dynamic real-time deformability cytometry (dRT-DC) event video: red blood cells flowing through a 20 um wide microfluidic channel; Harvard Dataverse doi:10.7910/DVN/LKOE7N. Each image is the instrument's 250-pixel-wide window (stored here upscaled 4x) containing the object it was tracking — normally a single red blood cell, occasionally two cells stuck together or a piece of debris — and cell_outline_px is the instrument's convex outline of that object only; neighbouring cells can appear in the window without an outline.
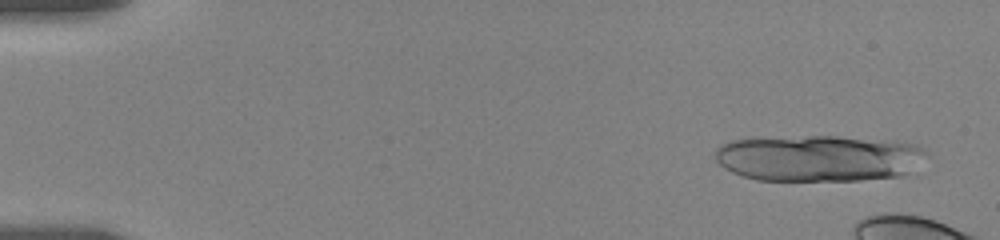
{"species": "human", "species_latin": "Homo sapiens", "temperature_condition": "room temperature", "stored_images_in_passage": 20, "camera_frame_rate_fps": 3000, "um_per_image_px": 0.085, "donor": {"sex": "female"}, "frame": {"image": 1, "passage_image": 5, "time_ms": 0.667, "image_size_px": [1000, 240], "cell_outline_px": [[924, 152], [908, 172], [904, 176], [860, 180], [756, 180], [732, 172], [724, 168], [716, 160], [716, 148], [720, 144], [728, 140], [752, 136], [836, 136], [892, 140], [916, 144]], "centroid_in_image_um": [69.45, 13.41], "position_along_channel_um": 15.6, "area_um2": 57.51}}